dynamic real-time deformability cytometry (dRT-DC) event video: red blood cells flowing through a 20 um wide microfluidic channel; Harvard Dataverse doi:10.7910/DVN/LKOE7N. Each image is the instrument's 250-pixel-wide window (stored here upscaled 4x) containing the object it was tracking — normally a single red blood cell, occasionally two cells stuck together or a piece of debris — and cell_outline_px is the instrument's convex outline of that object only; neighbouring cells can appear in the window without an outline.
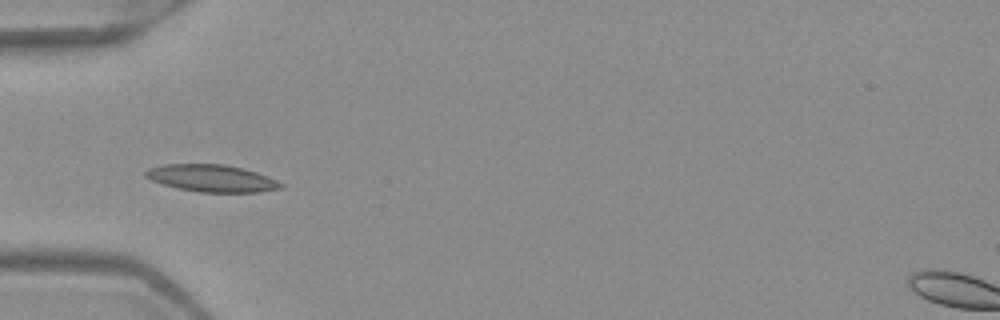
{"species": "Egyptian fruit bat (a non-hibernating species)", "species_latin": "Rousettus aegyptiacus", "temperature_condition": "warm", "stored_images_in_passage": 6, "camera_frame_rate_fps": 3000, "um_per_image_px": 0.085, "frame": {"image": 1, "passage_image": 4, "time_ms": 1.0, "image_size_px": [1000, 320], "cell_outline_px": [[284, 188], [260, 192], [200, 192], [180, 188], [164, 184], [152, 180], [144, 176], [144, 172], [148, 168], [164, 164], [224, 164], [244, 168], [256, 172], [276, 180], [284, 184]], "centroid_in_image_um": [18.02, 15.15], "position_along_channel_um": 67.0, "area_um2": 21.33}}
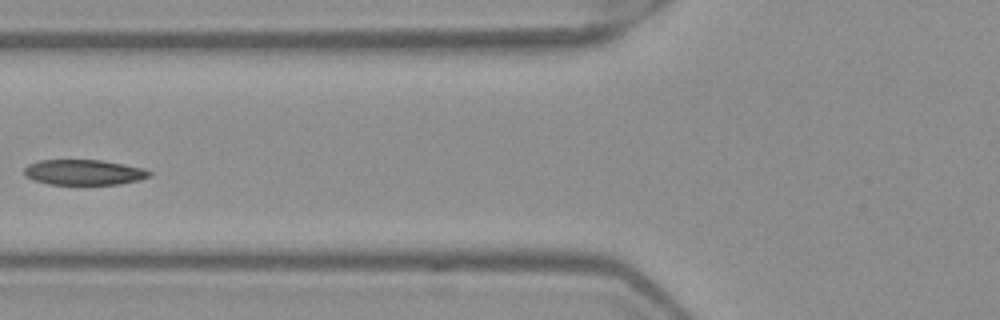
{"frame": {"image": 2, "passage_image": 5, "time_ms": 1.333, "image_size_px": [1000, 320], "cell_outline_px": [[152, 176], [140, 180], [120, 184], [48, 184], [32, 180], [24, 176], [24, 168], [28, 164], [40, 160], [100, 160], [124, 164], [144, 168], [152, 172]], "centroid_in_image_um": [7.13, 14.65], "position_along_channel_um": 118.7, "area_um2": 18.67}}
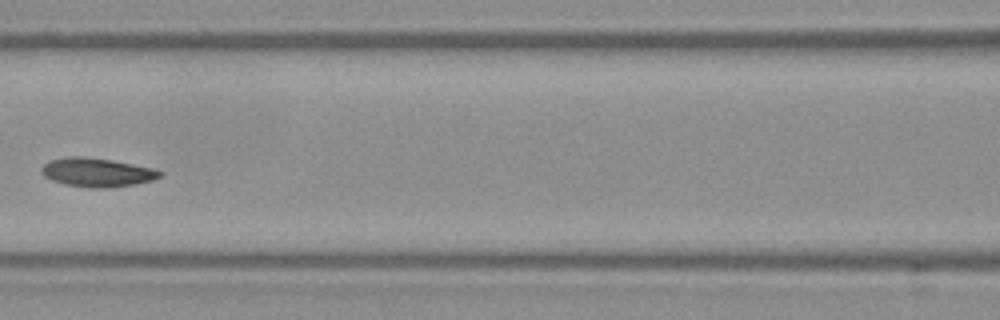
{"frame": {"image": 3, "passage_image": 6, "time_ms": 1.667, "image_size_px": [1000, 320], "cell_outline_px": [[164, 172], [160, 176], [152, 180], [136, 184], [108, 188], [88, 188], [64, 184], [52, 180], [44, 176], [40, 172], [40, 168], [48, 160], [72, 156], [80, 156], [112, 160], [152, 168]], "centroid_in_image_um": [8.21, 14.66], "position_along_channel_um": 158.4, "area_um2": 19.94}}